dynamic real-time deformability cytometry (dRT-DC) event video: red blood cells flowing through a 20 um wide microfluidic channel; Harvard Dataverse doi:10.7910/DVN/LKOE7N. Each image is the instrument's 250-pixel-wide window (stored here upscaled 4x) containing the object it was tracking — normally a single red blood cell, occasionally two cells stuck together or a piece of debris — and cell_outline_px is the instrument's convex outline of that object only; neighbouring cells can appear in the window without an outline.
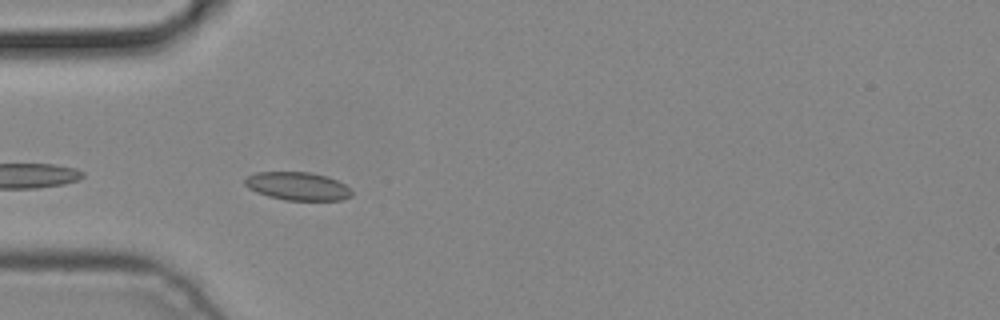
{"species": "common noctule bat (a hibernating species)", "species_latin": "Nyctalus noctula", "temperature_condition": "cold", "stored_images_in_passage": 4, "camera_frame_rate_fps": 3000, "um_per_image_px": 0.085, "animal": {"sex": "male", "body_mass_g": 19.2, "forearm_length_mm": 51.8}, "frame": {"image": 1, "passage_image": 3, "time_ms": 0.667, "image_size_px": [1000, 320], "cell_outline_px": [[352, 196], [340, 200], [284, 200], [268, 196], [256, 192], [248, 188], [244, 184], [244, 180], [248, 176], [256, 172], [308, 172], [328, 176], [344, 184], [352, 192]], "centroid_in_image_um": [25.28, 15.82], "position_along_channel_um": 59.7, "area_um2": 17.51}}
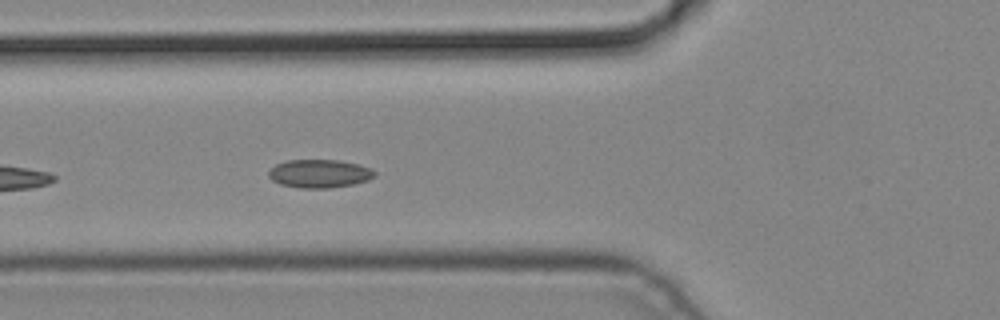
{"frame": {"image": 2, "passage_image": 4, "time_ms": 1.0, "image_size_px": [1000, 320], "cell_outline_px": [[376, 176], [368, 180], [352, 184], [328, 188], [300, 188], [280, 184], [272, 180], [268, 176], [268, 172], [276, 164], [288, 160], [336, 160], [360, 164], [372, 168], [376, 172]], "centroid_in_image_um": [27.17, 14.75], "position_along_channel_um": 98.6, "area_um2": 17.51}}